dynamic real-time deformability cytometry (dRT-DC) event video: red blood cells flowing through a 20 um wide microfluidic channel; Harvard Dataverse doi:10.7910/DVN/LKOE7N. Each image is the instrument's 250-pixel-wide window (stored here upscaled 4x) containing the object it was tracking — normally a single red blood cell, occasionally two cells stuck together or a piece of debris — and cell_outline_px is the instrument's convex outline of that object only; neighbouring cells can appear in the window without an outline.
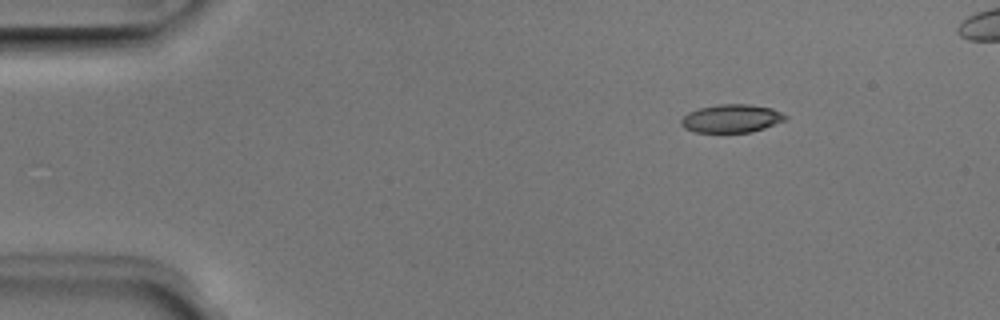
{"species": "Egyptian fruit bat (a non-hibernating species)", "species_latin": "Rousettus aegyptiacus", "temperature_condition": "room temperature", "stored_images_in_passage": 4, "camera_frame_rate_fps": 3000, "um_per_image_px": 0.085, "animal": {"sex": "male"}, "frame": {"image": 1, "passage_image": 1, "time_ms": 0.0, "image_size_px": [1000, 320], "cell_outline_px": [[788, 116], [784, 120], [764, 128], [752, 132], [696, 132], [684, 128], [680, 124], [680, 120], [688, 112], [700, 108], [720, 104], [748, 104], [772, 108]], "centroid_in_image_um": [62.16, 10.07], "position_along_channel_um": 22.8, "area_um2": 16.99}}